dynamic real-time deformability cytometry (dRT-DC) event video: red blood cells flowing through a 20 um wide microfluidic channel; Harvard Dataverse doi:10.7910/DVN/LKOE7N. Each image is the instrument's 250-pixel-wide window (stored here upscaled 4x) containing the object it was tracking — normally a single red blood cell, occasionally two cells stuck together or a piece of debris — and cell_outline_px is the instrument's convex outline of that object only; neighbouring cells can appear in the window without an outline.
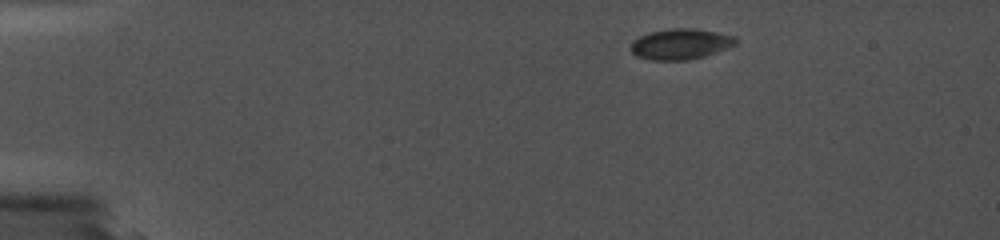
{"species": "common noctule bat (a hibernating species)", "species_latin": "Nyctalus noctula", "temperature_condition": "cold", "stored_images_in_passage": 41, "camera_frame_rate_fps": 5000, "um_per_image_px": 0.085, "animal": {"sex": "female", "body_mass_g": 19.0, "forearm_length_mm": 56.7}, "frame": {"image": 1, "passage_image": 1, "time_ms": 0.0, "image_size_px": [1000, 240], "cell_outline_px": [[740, 40], [736, 44], [728, 48], [704, 56], [688, 60], [652, 60], [636, 56], [632, 52], [632, 40], [648, 32], [668, 28], [696, 28], [736, 36]], "centroid_in_image_um": [57.87, 3.73], "position_along_channel_um": 27.1, "area_um2": 18.96}}
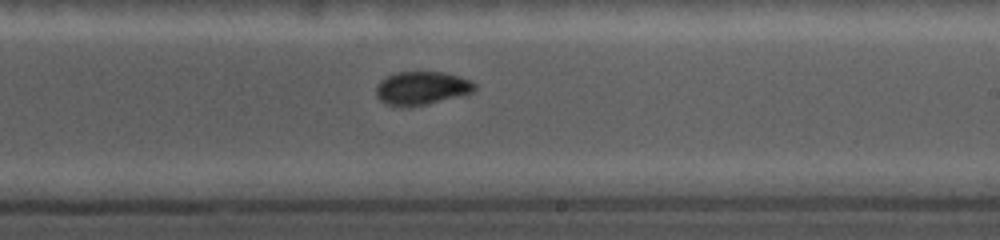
{"frame": {"image": 2, "passage_image": 26, "time_ms": 8.4, "image_size_px": [1000, 240], "cell_outline_px": [[476, 88], [472, 92], [460, 96], [428, 104], [408, 108], [400, 108], [384, 104], [376, 96], [376, 84], [380, 80], [396, 72], [444, 72], [472, 80], [476, 84]], "centroid_in_image_um": [35.81, 7.51], "position_along_channel_um": 253.2, "area_um2": 19.59}}
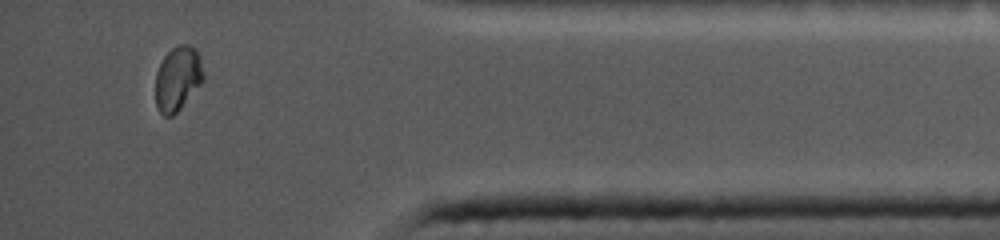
{"frame": {"image": 3, "passage_image": 39, "time_ms": 13.2, "image_size_px": [1000, 240], "cell_outline_px": [[204, 80], [180, 108], [172, 116], [164, 116], [160, 112], [156, 104], [156, 72], [164, 56], [176, 44], [188, 44], [196, 48], [200, 56], [204, 72]], "centroid_in_image_um": [15.12, 6.64], "position_along_channel_um": 420.1, "area_um2": 18.03}}